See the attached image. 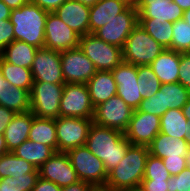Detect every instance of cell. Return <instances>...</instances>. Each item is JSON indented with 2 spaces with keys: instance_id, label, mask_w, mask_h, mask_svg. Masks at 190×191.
<instances>
[{
  "instance_id": "1",
  "label": "cell",
  "mask_w": 190,
  "mask_h": 191,
  "mask_svg": "<svg viewBox=\"0 0 190 191\" xmlns=\"http://www.w3.org/2000/svg\"><path fill=\"white\" fill-rule=\"evenodd\" d=\"M132 144L124 133L92 123L85 146L101 161L107 172L115 168Z\"/></svg>"
},
{
  "instance_id": "2",
  "label": "cell",
  "mask_w": 190,
  "mask_h": 191,
  "mask_svg": "<svg viewBox=\"0 0 190 191\" xmlns=\"http://www.w3.org/2000/svg\"><path fill=\"white\" fill-rule=\"evenodd\" d=\"M48 13L30 1L18 9H13L9 20L14 27V40L44 48Z\"/></svg>"
},
{
  "instance_id": "3",
  "label": "cell",
  "mask_w": 190,
  "mask_h": 191,
  "mask_svg": "<svg viewBox=\"0 0 190 191\" xmlns=\"http://www.w3.org/2000/svg\"><path fill=\"white\" fill-rule=\"evenodd\" d=\"M148 155L147 146L131 145L118 165L108 172L105 187L122 190L140 186Z\"/></svg>"
},
{
  "instance_id": "4",
  "label": "cell",
  "mask_w": 190,
  "mask_h": 191,
  "mask_svg": "<svg viewBox=\"0 0 190 191\" xmlns=\"http://www.w3.org/2000/svg\"><path fill=\"white\" fill-rule=\"evenodd\" d=\"M164 50L165 48L138 24L122 48L123 61L136 66L150 65Z\"/></svg>"
},
{
  "instance_id": "5",
  "label": "cell",
  "mask_w": 190,
  "mask_h": 191,
  "mask_svg": "<svg viewBox=\"0 0 190 191\" xmlns=\"http://www.w3.org/2000/svg\"><path fill=\"white\" fill-rule=\"evenodd\" d=\"M79 48L97 71H112L123 61L122 48L104 42L93 33L80 36Z\"/></svg>"
},
{
  "instance_id": "6",
  "label": "cell",
  "mask_w": 190,
  "mask_h": 191,
  "mask_svg": "<svg viewBox=\"0 0 190 191\" xmlns=\"http://www.w3.org/2000/svg\"><path fill=\"white\" fill-rule=\"evenodd\" d=\"M71 164L81 181L94 187H104L108 177L103 161L95 156L85 145L67 152Z\"/></svg>"
},
{
  "instance_id": "7",
  "label": "cell",
  "mask_w": 190,
  "mask_h": 191,
  "mask_svg": "<svg viewBox=\"0 0 190 191\" xmlns=\"http://www.w3.org/2000/svg\"><path fill=\"white\" fill-rule=\"evenodd\" d=\"M64 84L34 82L30 92V111L35 117H59L60 100Z\"/></svg>"
},
{
  "instance_id": "8",
  "label": "cell",
  "mask_w": 190,
  "mask_h": 191,
  "mask_svg": "<svg viewBox=\"0 0 190 191\" xmlns=\"http://www.w3.org/2000/svg\"><path fill=\"white\" fill-rule=\"evenodd\" d=\"M94 106L87 84L65 83L60 100L59 116L93 119Z\"/></svg>"
},
{
  "instance_id": "9",
  "label": "cell",
  "mask_w": 190,
  "mask_h": 191,
  "mask_svg": "<svg viewBox=\"0 0 190 191\" xmlns=\"http://www.w3.org/2000/svg\"><path fill=\"white\" fill-rule=\"evenodd\" d=\"M92 123V119L86 118H56L57 152L67 153L75 147L84 146Z\"/></svg>"
},
{
  "instance_id": "10",
  "label": "cell",
  "mask_w": 190,
  "mask_h": 191,
  "mask_svg": "<svg viewBox=\"0 0 190 191\" xmlns=\"http://www.w3.org/2000/svg\"><path fill=\"white\" fill-rule=\"evenodd\" d=\"M134 109L118 95L112 96L107 101L94 108L93 123L125 132Z\"/></svg>"
},
{
  "instance_id": "11",
  "label": "cell",
  "mask_w": 190,
  "mask_h": 191,
  "mask_svg": "<svg viewBox=\"0 0 190 191\" xmlns=\"http://www.w3.org/2000/svg\"><path fill=\"white\" fill-rule=\"evenodd\" d=\"M138 24L139 17L136 5L131 4L124 12L115 16L93 34L106 43L123 48L127 37Z\"/></svg>"
},
{
  "instance_id": "12",
  "label": "cell",
  "mask_w": 190,
  "mask_h": 191,
  "mask_svg": "<svg viewBox=\"0 0 190 191\" xmlns=\"http://www.w3.org/2000/svg\"><path fill=\"white\" fill-rule=\"evenodd\" d=\"M65 83L86 84L97 71L95 65L79 48L60 52Z\"/></svg>"
},
{
  "instance_id": "13",
  "label": "cell",
  "mask_w": 190,
  "mask_h": 191,
  "mask_svg": "<svg viewBox=\"0 0 190 191\" xmlns=\"http://www.w3.org/2000/svg\"><path fill=\"white\" fill-rule=\"evenodd\" d=\"M30 69L34 82L65 84L59 51L38 48Z\"/></svg>"
},
{
  "instance_id": "14",
  "label": "cell",
  "mask_w": 190,
  "mask_h": 191,
  "mask_svg": "<svg viewBox=\"0 0 190 191\" xmlns=\"http://www.w3.org/2000/svg\"><path fill=\"white\" fill-rule=\"evenodd\" d=\"M79 41V34L68 27L54 12L48 13L44 48L61 52L79 47Z\"/></svg>"
},
{
  "instance_id": "15",
  "label": "cell",
  "mask_w": 190,
  "mask_h": 191,
  "mask_svg": "<svg viewBox=\"0 0 190 191\" xmlns=\"http://www.w3.org/2000/svg\"><path fill=\"white\" fill-rule=\"evenodd\" d=\"M159 132V116L134 110L124 136L132 145L148 146Z\"/></svg>"
},
{
  "instance_id": "16",
  "label": "cell",
  "mask_w": 190,
  "mask_h": 191,
  "mask_svg": "<svg viewBox=\"0 0 190 191\" xmlns=\"http://www.w3.org/2000/svg\"><path fill=\"white\" fill-rule=\"evenodd\" d=\"M111 72L117 84L116 95L121 97L128 106L136 110L142 101L137 81V66L122 61Z\"/></svg>"
},
{
  "instance_id": "17",
  "label": "cell",
  "mask_w": 190,
  "mask_h": 191,
  "mask_svg": "<svg viewBox=\"0 0 190 191\" xmlns=\"http://www.w3.org/2000/svg\"><path fill=\"white\" fill-rule=\"evenodd\" d=\"M38 171L41 178L49 180L61 188L80 180L68 154L64 152H55L38 168Z\"/></svg>"
},
{
  "instance_id": "18",
  "label": "cell",
  "mask_w": 190,
  "mask_h": 191,
  "mask_svg": "<svg viewBox=\"0 0 190 191\" xmlns=\"http://www.w3.org/2000/svg\"><path fill=\"white\" fill-rule=\"evenodd\" d=\"M135 5L139 21L174 23L183 19L184 11L172 0H138Z\"/></svg>"
},
{
  "instance_id": "19",
  "label": "cell",
  "mask_w": 190,
  "mask_h": 191,
  "mask_svg": "<svg viewBox=\"0 0 190 191\" xmlns=\"http://www.w3.org/2000/svg\"><path fill=\"white\" fill-rule=\"evenodd\" d=\"M54 13L80 36L89 33L90 7L76 0H66Z\"/></svg>"
},
{
  "instance_id": "20",
  "label": "cell",
  "mask_w": 190,
  "mask_h": 191,
  "mask_svg": "<svg viewBox=\"0 0 190 191\" xmlns=\"http://www.w3.org/2000/svg\"><path fill=\"white\" fill-rule=\"evenodd\" d=\"M131 3L128 0H99L90 7L89 33H94L115 16L124 12Z\"/></svg>"
},
{
  "instance_id": "21",
  "label": "cell",
  "mask_w": 190,
  "mask_h": 191,
  "mask_svg": "<svg viewBox=\"0 0 190 191\" xmlns=\"http://www.w3.org/2000/svg\"><path fill=\"white\" fill-rule=\"evenodd\" d=\"M149 154L158 158H179L186 157L189 144L186 139H178L165 135L161 132L147 146Z\"/></svg>"
},
{
  "instance_id": "22",
  "label": "cell",
  "mask_w": 190,
  "mask_h": 191,
  "mask_svg": "<svg viewBox=\"0 0 190 191\" xmlns=\"http://www.w3.org/2000/svg\"><path fill=\"white\" fill-rule=\"evenodd\" d=\"M33 117L34 115L31 111L16 113L5 128L3 136L9 152H12L29 138Z\"/></svg>"
},
{
  "instance_id": "23",
  "label": "cell",
  "mask_w": 190,
  "mask_h": 191,
  "mask_svg": "<svg viewBox=\"0 0 190 191\" xmlns=\"http://www.w3.org/2000/svg\"><path fill=\"white\" fill-rule=\"evenodd\" d=\"M180 53L165 49L149 66L161 84L178 82Z\"/></svg>"
},
{
  "instance_id": "24",
  "label": "cell",
  "mask_w": 190,
  "mask_h": 191,
  "mask_svg": "<svg viewBox=\"0 0 190 191\" xmlns=\"http://www.w3.org/2000/svg\"><path fill=\"white\" fill-rule=\"evenodd\" d=\"M86 84L94 108L117 93V84L111 71H96Z\"/></svg>"
},
{
  "instance_id": "25",
  "label": "cell",
  "mask_w": 190,
  "mask_h": 191,
  "mask_svg": "<svg viewBox=\"0 0 190 191\" xmlns=\"http://www.w3.org/2000/svg\"><path fill=\"white\" fill-rule=\"evenodd\" d=\"M37 50L26 42L14 40L0 52V56L16 66L31 68Z\"/></svg>"
},
{
  "instance_id": "26",
  "label": "cell",
  "mask_w": 190,
  "mask_h": 191,
  "mask_svg": "<svg viewBox=\"0 0 190 191\" xmlns=\"http://www.w3.org/2000/svg\"><path fill=\"white\" fill-rule=\"evenodd\" d=\"M28 139L50 146L57 152L56 119L34 116Z\"/></svg>"
},
{
  "instance_id": "27",
  "label": "cell",
  "mask_w": 190,
  "mask_h": 191,
  "mask_svg": "<svg viewBox=\"0 0 190 191\" xmlns=\"http://www.w3.org/2000/svg\"><path fill=\"white\" fill-rule=\"evenodd\" d=\"M17 157L33 164L37 169L40 168L55 151L47 145L34 142L29 139L20 144L12 151Z\"/></svg>"
},
{
  "instance_id": "28",
  "label": "cell",
  "mask_w": 190,
  "mask_h": 191,
  "mask_svg": "<svg viewBox=\"0 0 190 191\" xmlns=\"http://www.w3.org/2000/svg\"><path fill=\"white\" fill-rule=\"evenodd\" d=\"M189 128L182 109H169L160 117V132L165 135L186 139Z\"/></svg>"
},
{
  "instance_id": "29",
  "label": "cell",
  "mask_w": 190,
  "mask_h": 191,
  "mask_svg": "<svg viewBox=\"0 0 190 191\" xmlns=\"http://www.w3.org/2000/svg\"><path fill=\"white\" fill-rule=\"evenodd\" d=\"M162 115L169 109H182L190 98V91L179 82L161 84Z\"/></svg>"
},
{
  "instance_id": "30",
  "label": "cell",
  "mask_w": 190,
  "mask_h": 191,
  "mask_svg": "<svg viewBox=\"0 0 190 191\" xmlns=\"http://www.w3.org/2000/svg\"><path fill=\"white\" fill-rule=\"evenodd\" d=\"M0 105L15 113L28 112L30 111V93L9 84L0 90Z\"/></svg>"
},
{
  "instance_id": "31",
  "label": "cell",
  "mask_w": 190,
  "mask_h": 191,
  "mask_svg": "<svg viewBox=\"0 0 190 191\" xmlns=\"http://www.w3.org/2000/svg\"><path fill=\"white\" fill-rule=\"evenodd\" d=\"M0 71L3 78L11 85L31 92L34 83L30 68L19 67L9 62H6L0 56Z\"/></svg>"
},
{
  "instance_id": "32",
  "label": "cell",
  "mask_w": 190,
  "mask_h": 191,
  "mask_svg": "<svg viewBox=\"0 0 190 191\" xmlns=\"http://www.w3.org/2000/svg\"><path fill=\"white\" fill-rule=\"evenodd\" d=\"M27 173H39L38 169L26 160L17 157L13 152L0 156V179L20 177Z\"/></svg>"
},
{
  "instance_id": "33",
  "label": "cell",
  "mask_w": 190,
  "mask_h": 191,
  "mask_svg": "<svg viewBox=\"0 0 190 191\" xmlns=\"http://www.w3.org/2000/svg\"><path fill=\"white\" fill-rule=\"evenodd\" d=\"M139 25L165 49H171L173 23L160 21H139Z\"/></svg>"
},
{
  "instance_id": "34",
  "label": "cell",
  "mask_w": 190,
  "mask_h": 191,
  "mask_svg": "<svg viewBox=\"0 0 190 191\" xmlns=\"http://www.w3.org/2000/svg\"><path fill=\"white\" fill-rule=\"evenodd\" d=\"M137 81L142 99H149L161 87V82L149 65L137 66Z\"/></svg>"
},
{
  "instance_id": "35",
  "label": "cell",
  "mask_w": 190,
  "mask_h": 191,
  "mask_svg": "<svg viewBox=\"0 0 190 191\" xmlns=\"http://www.w3.org/2000/svg\"><path fill=\"white\" fill-rule=\"evenodd\" d=\"M39 178V173H27L20 177L0 179V191H32Z\"/></svg>"
},
{
  "instance_id": "36",
  "label": "cell",
  "mask_w": 190,
  "mask_h": 191,
  "mask_svg": "<svg viewBox=\"0 0 190 191\" xmlns=\"http://www.w3.org/2000/svg\"><path fill=\"white\" fill-rule=\"evenodd\" d=\"M171 50L179 53H187L190 50V27L183 19L173 23Z\"/></svg>"
},
{
  "instance_id": "37",
  "label": "cell",
  "mask_w": 190,
  "mask_h": 191,
  "mask_svg": "<svg viewBox=\"0 0 190 191\" xmlns=\"http://www.w3.org/2000/svg\"><path fill=\"white\" fill-rule=\"evenodd\" d=\"M170 177L171 175L165 168L163 160L149 154L143 180H168Z\"/></svg>"
},
{
  "instance_id": "38",
  "label": "cell",
  "mask_w": 190,
  "mask_h": 191,
  "mask_svg": "<svg viewBox=\"0 0 190 191\" xmlns=\"http://www.w3.org/2000/svg\"><path fill=\"white\" fill-rule=\"evenodd\" d=\"M168 191H190V168L186 167L177 175L168 179Z\"/></svg>"
},
{
  "instance_id": "39",
  "label": "cell",
  "mask_w": 190,
  "mask_h": 191,
  "mask_svg": "<svg viewBox=\"0 0 190 191\" xmlns=\"http://www.w3.org/2000/svg\"><path fill=\"white\" fill-rule=\"evenodd\" d=\"M137 111H142L148 114H154L156 116H162V102L160 90L149 99H142Z\"/></svg>"
},
{
  "instance_id": "40",
  "label": "cell",
  "mask_w": 190,
  "mask_h": 191,
  "mask_svg": "<svg viewBox=\"0 0 190 191\" xmlns=\"http://www.w3.org/2000/svg\"><path fill=\"white\" fill-rule=\"evenodd\" d=\"M178 82L190 91V55L180 53Z\"/></svg>"
},
{
  "instance_id": "41",
  "label": "cell",
  "mask_w": 190,
  "mask_h": 191,
  "mask_svg": "<svg viewBox=\"0 0 190 191\" xmlns=\"http://www.w3.org/2000/svg\"><path fill=\"white\" fill-rule=\"evenodd\" d=\"M14 41V27L10 20H0V52Z\"/></svg>"
},
{
  "instance_id": "42",
  "label": "cell",
  "mask_w": 190,
  "mask_h": 191,
  "mask_svg": "<svg viewBox=\"0 0 190 191\" xmlns=\"http://www.w3.org/2000/svg\"><path fill=\"white\" fill-rule=\"evenodd\" d=\"M165 168L168 170L171 176L177 175L182 172L186 167V157L179 158H163Z\"/></svg>"
},
{
  "instance_id": "43",
  "label": "cell",
  "mask_w": 190,
  "mask_h": 191,
  "mask_svg": "<svg viewBox=\"0 0 190 191\" xmlns=\"http://www.w3.org/2000/svg\"><path fill=\"white\" fill-rule=\"evenodd\" d=\"M140 187L143 191H168V180H142Z\"/></svg>"
},
{
  "instance_id": "44",
  "label": "cell",
  "mask_w": 190,
  "mask_h": 191,
  "mask_svg": "<svg viewBox=\"0 0 190 191\" xmlns=\"http://www.w3.org/2000/svg\"><path fill=\"white\" fill-rule=\"evenodd\" d=\"M65 1L66 0H30V2L38 5L40 8L48 12H54Z\"/></svg>"
},
{
  "instance_id": "45",
  "label": "cell",
  "mask_w": 190,
  "mask_h": 191,
  "mask_svg": "<svg viewBox=\"0 0 190 191\" xmlns=\"http://www.w3.org/2000/svg\"><path fill=\"white\" fill-rule=\"evenodd\" d=\"M16 113L0 105V134L4 133L5 128L12 121Z\"/></svg>"
},
{
  "instance_id": "46",
  "label": "cell",
  "mask_w": 190,
  "mask_h": 191,
  "mask_svg": "<svg viewBox=\"0 0 190 191\" xmlns=\"http://www.w3.org/2000/svg\"><path fill=\"white\" fill-rule=\"evenodd\" d=\"M32 191H61V187L39 176L36 185L33 187Z\"/></svg>"
},
{
  "instance_id": "47",
  "label": "cell",
  "mask_w": 190,
  "mask_h": 191,
  "mask_svg": "<svg viewBox=\"0 0 190 191\" xmlns=\"http://www.w3.org/2000/svg\"><path fill=\"white\" fill-rule=\"evenodd\" d=\"M95 187L87 182L79 180L76 183L62 187L61 191H93Z\"/></svg>"
},
{
  "instance_id": "48",
  "label": "cell",
  "mask_w": 190,
  "mask_h": 191,
  "mask_svg": "<svg viewBox=\"0 0 190 191\" xmlns=\"http://www.w3.org/2000/svg\"><path fill=\"white\" fill-rule=\"evenodd\" d=\"M11 11L12 10L0 0V20H9Z\"/></svg>"
},
{
  "instance_id": "49",
  "label": "cell",
  "mask_w": 190,
  "mask_h": 191,
  "mask_svg": "<svg viewBox=\"0 0 190 191\" xmlns=\"http://www.w3.org/2000/svg\"><path fill=\"white\" fill-rule=\"evenodd\" d=\"M3 1L11 10L18 9L22 5H25L30 0H1Z\"/></svg>"
},
{
  "instance_id": "50",
  "label": "cell",
  "mask_w": 190,
  "mask_h": 191,
  "mask_svg": "<svg viewBox=\"0 0 190 191\" xmlns=\"http://www.w3.org/2000/svg\"><path fill=\"white\" fill-rule=\"evenodd\" d=\"M176 3L183 11L190 9V0H172Z\"/></svg>"
},
{
  "instance_id": "51",
  "label": "cell",
  "mask_w": 190,
  "mask_h": 191,
  "mask_svg": "<svg viewBox=\"0 0 190 191\" xmlns=\"http://www.w3.org/2000/svg\"><path fill=\"white\" fill-rule=\"evenodd\" d=\"M8 152L9 151L6 146L5 138L3 134H0V156Z\"/></svg>"
},
{
  "instance_id": "52",
  "label": "cell",
  "mask_w": 190,
  "mask_h": 191,
  "mask_svg": "<svg viewBox=\"0 0 190 191\" xmlns=\"http://www.w3.org/2000/svg\"><path fill=\"white\" fill-rule=\"evenodd\" d=\"M182 111L187 120L190 121V98L182 108Z\"/></svg>"
},
{
  "instance_id": "53",
  "label": "cell",
  "mask_w": 190,
  "mask_h": 191,
  "mask_svg": "<svg viewBox=\"0 0 190 191\" xmlns=\"http://www.w3.org/2000/svg\"><path fill=\"white\" fill-rule=\"evenodd\" d=\"M82 4H84L85 6L88 7H92L93 5H95L99 0H76Z\"/></svg>"
},
{
  "instance_id": "54",
  "label": "cell",
  "mask_w": 190,
  "mask_h": 191,
  "mask_svg": "<svg viewBox=\"0 0 190 191\" xmlns=\"http://www.w3.org/2000/svg\"><path fill=\"white\" fill-rule=\"evenodd\" d=\"M183 20H184V21L189 25V27H190V9L184 11Z\"/></svg>"
},
{
  "instance_id": "55",
  "label": "cell",
  "mask_w": 190,
  "mask_h": 191,
  "mask_svg": "<svg viewBox=\"0 0 190 191\" xmlns=\"http://www.w3.org/2000/svg\"><path fill=\"white\" fill-rule=\"evenodd\" d=\"M9 84H10V83L3 78V75L1 74V71H0V90H1L4 86L7 87Z\"/></svg>"
},
{
  "instance_id": "56",
  "label": "cell",
  "mask_w": 190,
  "mask_h": 191,
  "mask_svg": "<svg viewBox=\"0 0 190 191\" xmlns=\"http://www.w3.org/2000/svg\"><path fill=\"white\" fill-rule=\"evenodd\" d=\"M119 191H143V189L140 186H136V187L124 188Z\"/></svg>"
},
{
  "instance_id": "57",
  "label": "cell",
  "mask_w": 190,
  "mask_h": 191,
  "mask_svg": "<svg viewBox=\"0 0 190 191\" xmlns=\"http://www.w3.org/2000/svg\"><path fill=\"white\" fill-rule=\"evenodd\" d=\"M93 191H119V190L109 189L104 186V187H95Z\"/></svg>"
},
{
  "instance_id": "58",
  "label": "cell",
  "mask_w": 190,
  "mask_h": 191,
  "mask_svg": "<svg viewBox=\"0 0 190 191\" xmlns=\"http://www.w3.org/2000/svg\"><path fill=\"white\" fill-rule=\"evenodd\" d=\"M186 164H187V167L190 168V146L187 150Z\"/></svg>"
},
{
  "instance_id": "59",
  "label": "cell",
  "mask_w": 190,
  "mask_h": 191,
  "mask_svg": "<svg viewBox=\"0 0 190 191\" xmlns=\"http://www.w3.org/2000/svg\"><path fill=\"white\" fill-rule=\"evenodd\" d=\"M188 124L190 126V121H188ZM186 142L189 144L190 146V128L188 129V132H187V136H186Z\"/></svg>"
},
{
  "instance_id": "60",
  "label": "cell",
  "mask_w": 190,
  "mask_h": 191,
  "mask_svg": "<svg viewBox=\"0 0 190 191\" xmlns=\"http://www.w3.org/2000/svg\"><path fill=\"white\" fill-rule=\"evenodd\" d=\"M131 4H135L138 0H128Z\"/></svg>"
}]
</instances>
